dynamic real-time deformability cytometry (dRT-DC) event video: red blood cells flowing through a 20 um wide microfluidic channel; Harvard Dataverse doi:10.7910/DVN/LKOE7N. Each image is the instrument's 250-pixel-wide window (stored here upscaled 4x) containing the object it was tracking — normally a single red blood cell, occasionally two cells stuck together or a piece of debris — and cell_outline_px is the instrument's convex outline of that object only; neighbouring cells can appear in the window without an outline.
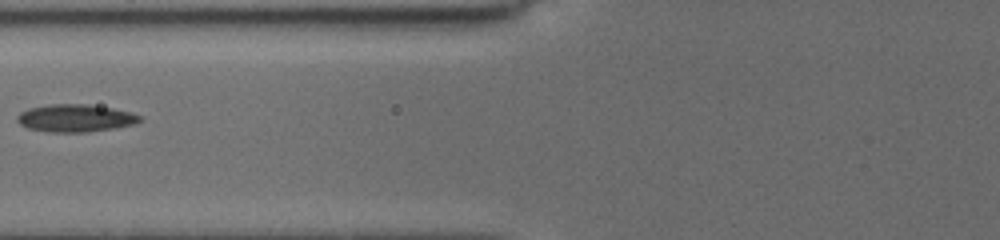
{"species": "common noctule bat (a hibernating species)", "species_latin": "Nyctalus noctula", "temperature_condition": "cold", "stored_images_in_passage": 10, "camera_frame_rate_fps": 3000, "um_per_image_px": 0.085, "animal": {"sex": "female", "body_mass_g": 19.5, "forearm_length_mm": 54.1}, "frame": {"image": 1, "passage_image": 4, "time_ms": 4.0, "image_size_px": [1000, 240], "cell_outline_px": [[140, 120], [132, 124], [112, 128], [84, 132], [52, 132], [28, 128], [20, 124], [16, 120], [16, 116], [20, 112], [28, 108], [48, 104], [88, 104], [112, 108], [128, 112], [140, 116]], "centroid_in_image_um": [6.32, 10.03], "position_along_channel_um": 119.5, "area_um2": 19.42}}
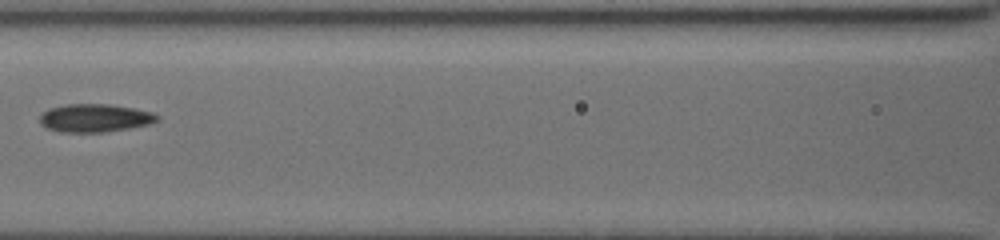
{"frame": {"image": 2, "passage_image": 5, "time_ms": 5.0, "image_size_px": [1000, 240], "cell_outline_px": [[160, 120], [148, 124], [128, 128], [100, 132], [60, 132], [48, 128], [40, 124], [40, 112], [48, 108], [64, 104], [112, 104], [152, 112], [160, 116]], "centroid_in_image_um": [8.03, 10.02], "position_along_channel_um": 158.6, "area_um2": 19.31}}